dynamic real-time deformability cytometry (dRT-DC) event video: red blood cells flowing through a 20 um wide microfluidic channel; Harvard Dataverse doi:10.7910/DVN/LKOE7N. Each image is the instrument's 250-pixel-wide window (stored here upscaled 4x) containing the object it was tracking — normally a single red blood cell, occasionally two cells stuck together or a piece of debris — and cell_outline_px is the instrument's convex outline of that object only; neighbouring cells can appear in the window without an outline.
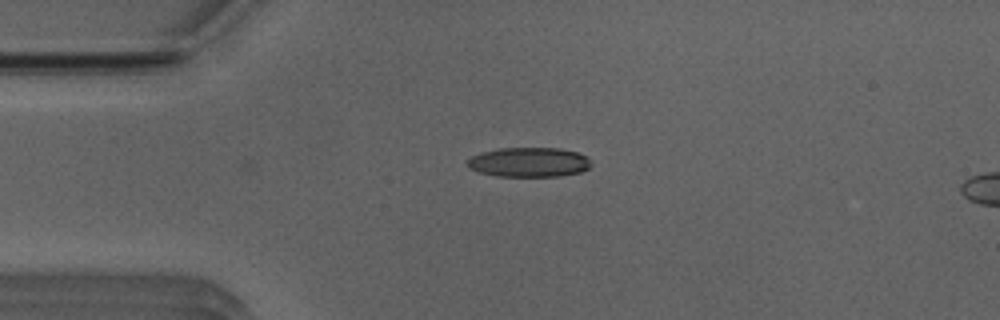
{"species": "Egyptian fruit bat (a non-hibernating species)", "species_latin": "Rousettus aegyptiacus", "temperature_condition": "room temperature", "stored_images_in_passage": 5, "camera_frame_rate_fps": 3000, "um_per_image_px": 0.085, "animal": {"sex": "male"}, "frame": {"image": 1, "passage_image": 1, "time_ms": 0.0, "image_size_px": [1000, 320], "cell_outline_px": [[592, 164], [588, 168], [580, 172], [560, 176], [496, 176], [476, 172], [468, 168], [464, 160], [480, 152], [500, 148], [560, 148], [576, 152], [588, 156]], "centroid_in_image_um": [44.91, 13.78], "position_along_channel_um": 40.1, "area_um2": 21.68}}